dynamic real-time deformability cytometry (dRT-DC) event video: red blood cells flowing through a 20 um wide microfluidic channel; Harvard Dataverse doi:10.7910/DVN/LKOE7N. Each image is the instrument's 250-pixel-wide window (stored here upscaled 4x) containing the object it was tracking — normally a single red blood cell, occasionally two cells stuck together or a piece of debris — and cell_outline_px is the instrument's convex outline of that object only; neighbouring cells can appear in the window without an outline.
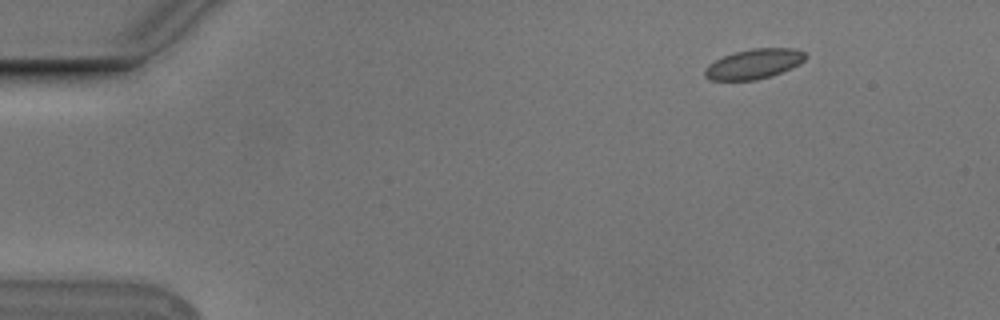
{"species": "Egyptian fruit bat (a non-hibernating species)", "species_latin": "Rousettus aegyptiacus", "temperature_condition": "cold", "stored_images_in_passage": 11, "camera_frame_rate_fps": 3000, "um_per_image_px": 0.085, "animal": {"sex": "male"}, "frame": {"image": 1, "passage_image": 1, "time_ms": 0.0, "image_size_px": [1000, 320], "cell_outline_px": [[808, 56], [800, 64], [792, 68], [772, 76], [756, 80], [712, 80], [704, 76], [704, 68], [708, 64], [732, 52], [752, 48], [796, 48], [804, 52]], "centroid_in_image_um": [64.1, 5.43], "position_along_channel_um": 20.9, "area_um2": 17.74}}